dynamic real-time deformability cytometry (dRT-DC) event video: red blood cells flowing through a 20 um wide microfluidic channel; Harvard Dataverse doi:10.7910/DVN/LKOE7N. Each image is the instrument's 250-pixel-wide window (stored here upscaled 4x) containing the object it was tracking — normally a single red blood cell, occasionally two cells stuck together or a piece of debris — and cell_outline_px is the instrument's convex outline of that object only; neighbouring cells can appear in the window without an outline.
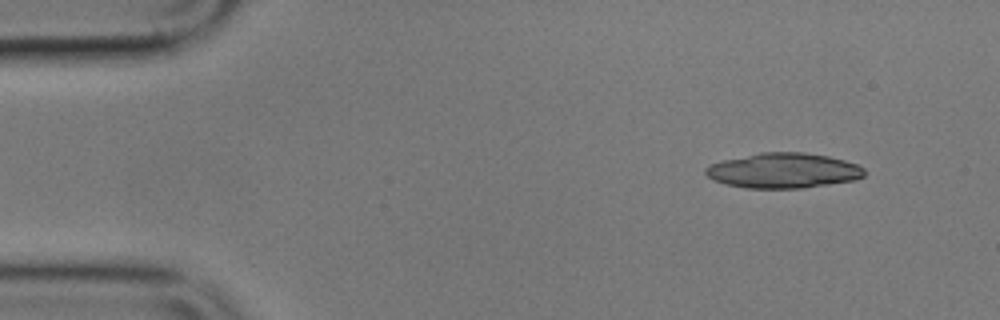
{"species": "common noctule bat (a hibernating species)", "species_latin": "Nyctalus noctula", "temperature_condition": "cold", "stored_images_in_passage": 3, "camera_frame_rate_fps": 3000, "um_per_image_px": 0.085, "animal": {"sex": "male", "body_mass_g": 17.9}, "frame": {"image": 1, "passage_image": 3, "time_ms": 2.333, "image_size_px": [1000, 320], "cell_outline_px": [[864, 176], [856, 180], [804, 188], [744, 188], [724, 184], [712, 180], [704, 172], [704, 168], [708, 164], [724, 160], [760, 152], [804, 152], [828, 156], [844, 160], [856, 164], [864, 168]], "centroid_in_image_um": [66.56, 14.5], "position_along_channel_um": 18.4, "area_um2": 32.71}}